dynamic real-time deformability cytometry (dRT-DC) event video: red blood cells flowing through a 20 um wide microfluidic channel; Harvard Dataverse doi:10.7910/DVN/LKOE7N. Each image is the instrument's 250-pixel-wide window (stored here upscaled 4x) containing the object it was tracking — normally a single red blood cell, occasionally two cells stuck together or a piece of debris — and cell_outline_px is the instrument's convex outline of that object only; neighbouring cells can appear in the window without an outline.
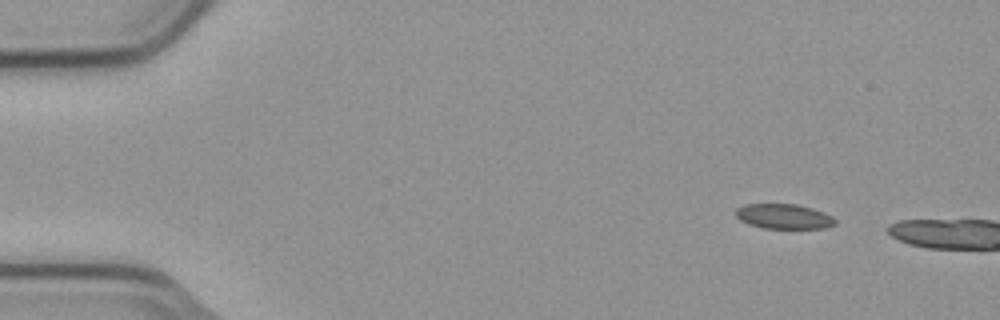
{"species": "common noctule bat (a hibernating species)", "species_latin": "Nyctalus noctula", "temperature_condition": "cold", "stored_images_in_passage": 2, "camera_frame_rate_fps": 3000, "um_per_image_px": 0.085, "animal": {"sex": "male", "body_mass_g": 23.1, "forearm_length_mm": 52.7}, "frame": {"image": 1, "passage_image": 1, "time_ms": 0.0, "image_size_px": [1000, 320], "cell_outline_px": [[836, 224], [824, 228], [764, 228], [748, 224], [740, 220], [736, 216], [736, 208], [744, 204], [796, 204], [812, 208], [824, 212], [832, 216], [836, 220]], "centroid_in_image_um": [66.62, 18.39], "position_along_channel_um": 18.4, "area_um2": 14.45}}